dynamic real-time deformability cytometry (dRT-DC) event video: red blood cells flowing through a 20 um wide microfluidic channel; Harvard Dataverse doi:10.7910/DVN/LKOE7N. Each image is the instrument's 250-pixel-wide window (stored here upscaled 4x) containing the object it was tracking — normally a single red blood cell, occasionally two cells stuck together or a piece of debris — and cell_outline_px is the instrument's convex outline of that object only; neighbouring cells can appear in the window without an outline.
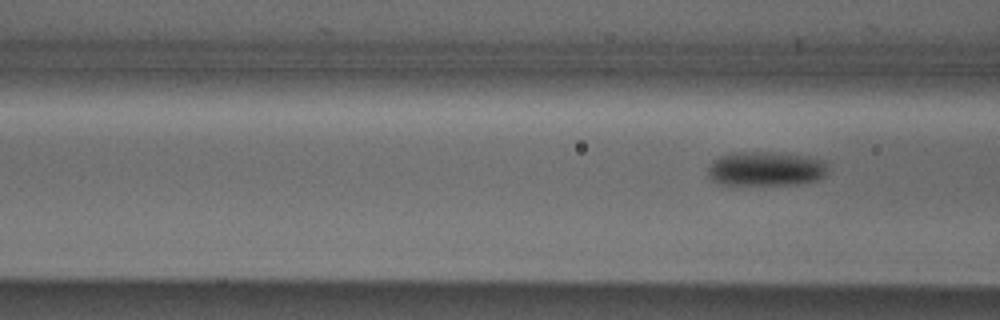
{"species": "Egyptian fruit bat (a non-hibernating species)", "species_latin": "Rousettus aegyptiacus", "temperature_condition": "cold", "stored_images_in_passage": 3, "segment_of_instrument_passage": [2, 2], "camera_frame_rate_fps": 3000, "um_per_image_px": 0.085, "animal": {"sex": "male"}, "frame": {"image": 1, "passage_image": 3, "time_ms": 3.333, "image_size_px": [1000, 320], "cell_outline_px": [[828, 172], [824, 176], [816, 180], [796, 184], [720, 184], [712, 180], [708, 176], [708, 164], [712, 160], [720, 156], [732, 152], [768, 152], [808, 156], [824, 160], [828, 164]], "centroid_in_image_um": [65.09, 14.33], "position_along_channel_um": 101.5, "area_um2": 24.16}}